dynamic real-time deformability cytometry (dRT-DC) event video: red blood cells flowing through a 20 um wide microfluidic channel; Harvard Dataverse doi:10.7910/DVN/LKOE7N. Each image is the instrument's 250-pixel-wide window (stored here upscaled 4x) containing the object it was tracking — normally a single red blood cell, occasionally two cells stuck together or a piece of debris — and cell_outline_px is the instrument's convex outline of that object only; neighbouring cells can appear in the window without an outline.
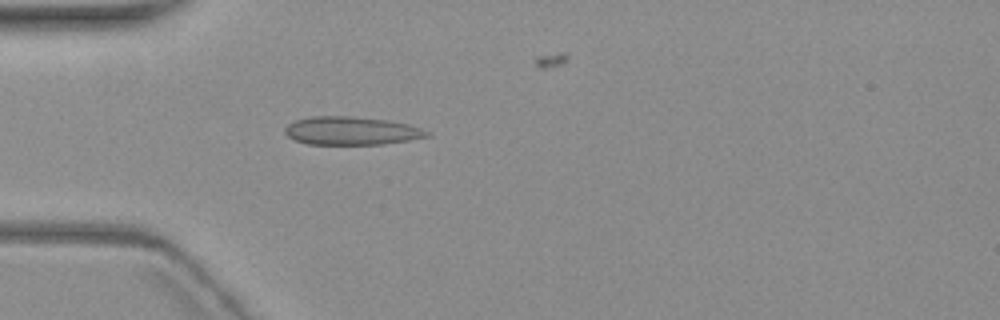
{"species": "common noctule bat (a hibernating species)", "species_latin": "Nyctalus noctula", "temperature_condition": "warm", "stored_images_in_passage": 3, "camera_frame_rate_fps": 3000, "um_per_image_px": 0.085, "animal": {"sex": "female", "body_mass_g": 19.3, "forearm_length_mm": 54.1}, "frame": {"image": 1, "passage_image": 3, "time_ms": 2.333, "image_size_px": [1000, 320], "cell_outline_px": [[432, 136], [384, 144], [308, 144], [296, 140], [288, 136], [284, 132], [284, 128], [288, 124], [296, 120], [312, 116], [352, 116], [384, 120], [408, 124], [432, 132]], "centroid_in_image_um": [29.89, 11.12], "position_along_channel_um": 55.1, "area_um2": 23.29}}